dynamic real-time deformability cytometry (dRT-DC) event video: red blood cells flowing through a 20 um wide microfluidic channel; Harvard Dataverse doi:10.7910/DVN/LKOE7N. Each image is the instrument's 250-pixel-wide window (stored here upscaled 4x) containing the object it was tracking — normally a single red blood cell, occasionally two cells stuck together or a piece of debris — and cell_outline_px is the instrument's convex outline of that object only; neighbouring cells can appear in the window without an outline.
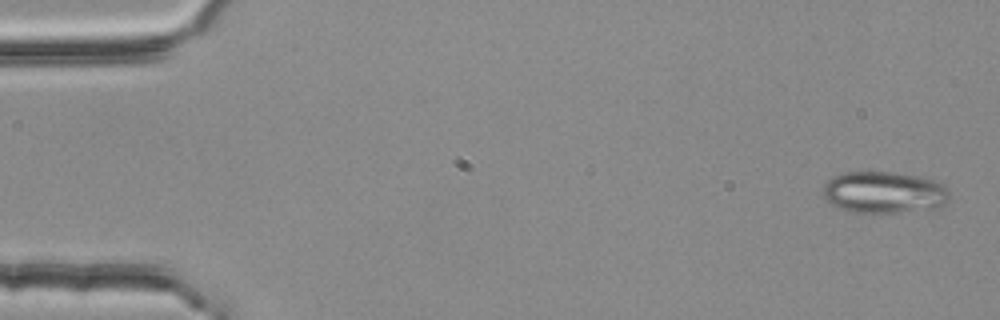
{"species": "common noctule bat (a hibernating species)", "species_latin": "Nyctalus noctula", "temperature_condition": "room temperature", "stored_images_in_passage": 4, "camera_frame_rate_fps": 3000, "um_per_image_px": 0.085, "animal": {"sex": "female", "body_mass_g": 25.1}, "frame": {"image": 1, "passage_image": 1, "time_ms": 0.0, "image_size_px": [1000, 320], "cell_outline_px": [[948, 200], [940, 208], [896, 212], [852, 212], [840, 208], [832, 204], [824, 196], [820, 188], [832, 176], [844, 172], [892, 172], [916, 176], [932, 180], [944, 184], [948, 192]], "centroid_in_image_um": [75.12, 16.34], "position_along_channel_um": 9.9, "area_um2": 30.69}}